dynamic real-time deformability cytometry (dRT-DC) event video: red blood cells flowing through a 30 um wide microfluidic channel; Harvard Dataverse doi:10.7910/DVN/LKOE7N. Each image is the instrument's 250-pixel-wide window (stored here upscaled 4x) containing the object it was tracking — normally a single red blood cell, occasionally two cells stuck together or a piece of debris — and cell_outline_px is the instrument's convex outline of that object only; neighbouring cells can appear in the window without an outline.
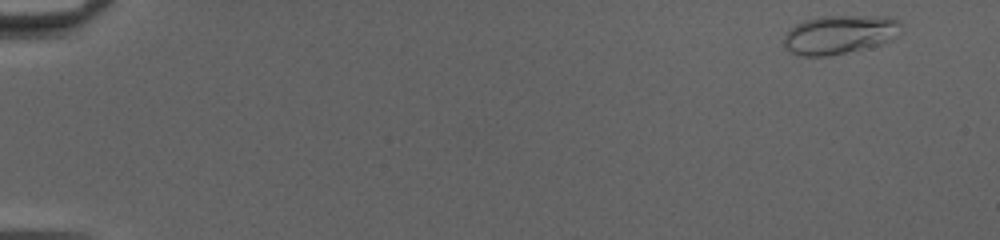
{"species": "common noctule bat (a hibernating species)", "species_latin": "Nyctalus noctula", "temperature_condition": "cold", "stored_images_in_passage": 50, "camera_frame_rate_fps": 3000, "um_per_image_px": 0.085, "animal": {"sex": "female", "body_mass_g": 20.0, "forearm_length_mm": 54.0}, "frame": {"image": 1, "passage_image": 2, "time_ms": 0.333, "image_size_px": [1000, 240], "cell_outline_px": [[904, 24], [900, 32], [896, 36], [880, 44], [828, 56], [800, 56], [784, 48], [784, 36], [796, 24], [804, 20], [820, 16], [892, 16], [900, 20]], "centroid_in_image_um": [71.4, 2.91], "position_along_channel_um": 13.6, "area_um2": 26.59}}
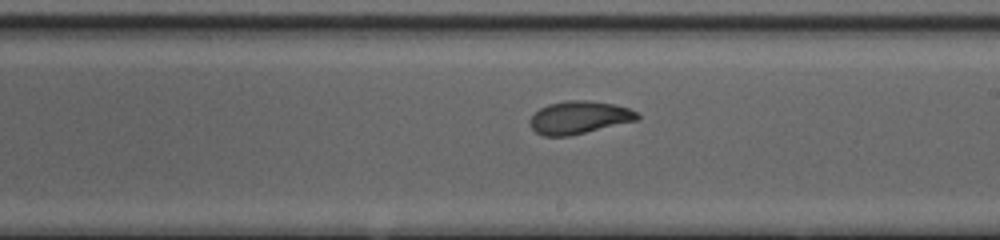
{"frame": {"image": 2, "passage_image": 30, "time_ms": 9.667, "image_size_px": [1000, 240], "cell_outline_px": [[640, 116], [636, 120], [568, 136], [544, 136], [536, 132], [528, 124], [532, 116], [540, 108], [548, 104], [564, 100], [588, 100], [616, 104], [628, 108], [636, 112]], "centroid_in_image_um": [49.19, 9.97], "position_along_channel_um": 239.8, "area_um2": 20.35}}
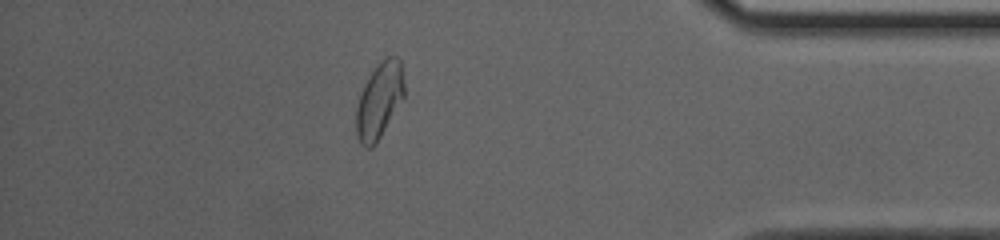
{"frame": {"image": 3, "passage_image": 44, "time_ms": 14.333, "image_size_px": [1000, 240], "cell_outline_px": [[404, 96], [376, 144], [372, 148], [364, 148], [360, 144], [356, 136], [356, 108], [360, 92], [364, 84], [372, 72], [388, 56], [396, 56], [400, 60], [404, 84]], "centroid_in_image_um": [32.21, 8.6], "position_along_channel_um": 403.0, "area_um2": 20.98}, "authors_computed_cell_mechanics": {"area_um2": 21.0392, "velocity_mm_per_s": 4.1447, "shape_relaxation_time_tau1_ms": 5.1196, "shape_relaxation_time_tau2_ms": 0.9751, "deformation_change_tau1": 0.1704, "deformation_change_tau2": 0.0423}}